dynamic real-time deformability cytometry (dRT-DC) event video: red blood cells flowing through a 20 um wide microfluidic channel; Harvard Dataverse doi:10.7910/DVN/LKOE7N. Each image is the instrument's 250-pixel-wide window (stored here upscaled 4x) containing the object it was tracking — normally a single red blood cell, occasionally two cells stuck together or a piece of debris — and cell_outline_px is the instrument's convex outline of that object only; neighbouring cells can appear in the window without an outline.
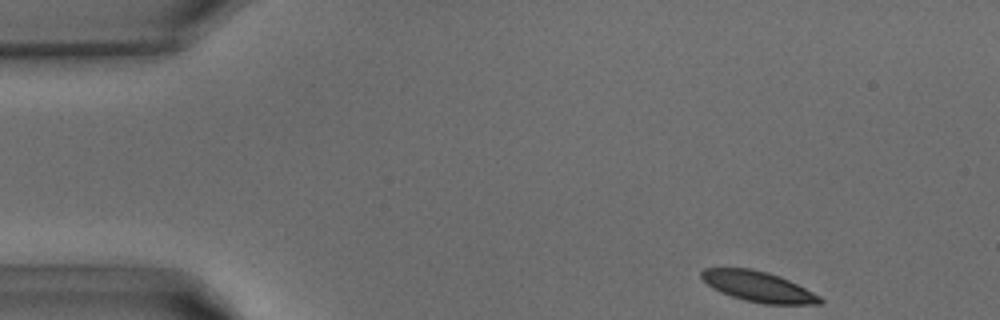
{"species": "common noctule bat (a hibernating species)", "species_latin": "Nyctalus noctula", "temperature_condition": "warm", "stored_images_in_passage": 37, "camera_frame_rate_fps": 3000, "um_per_image_px": 0.085, "animal": {"sex": "male", "body_mass_g": 15.6}, "frame": {"image": 1, "passage_image": 1, "time_ms": 0.0, "image_size_px": [1000, 320], "cell_outline_px": [[824, 300], [820, 304], [764, 304], [744, 300], [720, 292], [712, 288], [700, 276], [700, 272], [704, 268], [752, 268], [768, 272], [780, 276], [820, 296]], "centroid_in_image_um": [64.43, 24.35], "position_along_channel_um": 20.6, "area_um2": 20.92}}
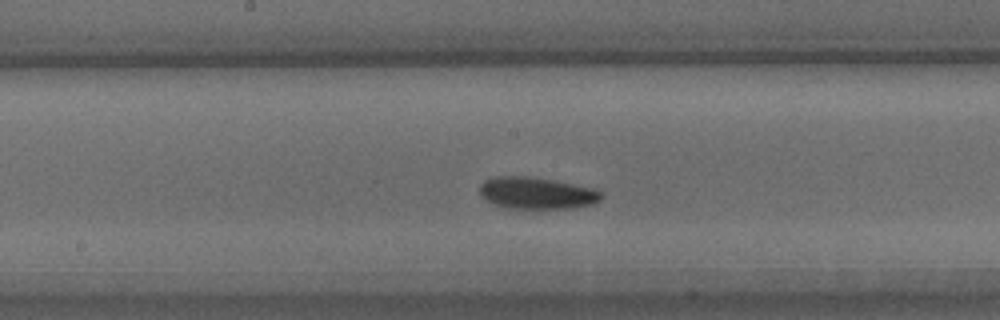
{"frame": {"image": 2, "passage_image": 17, "time_ms": 5.333, "image_size_px": [1000, 320], "cell_outline_px": [[604, 196], [600, 200], [592, 204], [572, 208], [504, 208], [492, 204], [480, 196], [480, 184], [484, 180], [496, 176], [528, 176], [552, 180], [596, 188]], "centroid_in_image_um": [45.6, 16.41], "position_along_channel_um": 202.6, "area_um2": 22.72}}
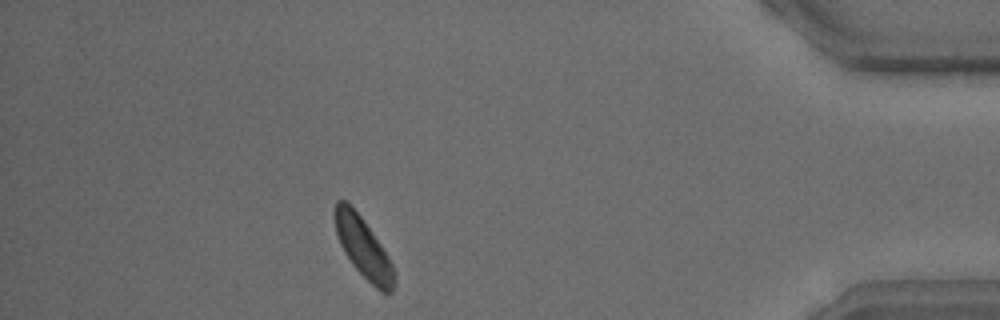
{"frame": {"image": 3, "passage_image": 32, "time_ms": 10.333, "image_size_px": [1000, 320], "cell_outline_px": [[396, 284], [392, 292], [380, 292], [352, 264], [344, 252], [340, 244], [336, 232], [336, 200], [344, 200], [360, 216], [380, 244], [388, 256], [396, 272]], "centroid_in_image_um": [30.93, 21.13], "position_along_channel_um": 404.3, "area_um2": 20.29}}